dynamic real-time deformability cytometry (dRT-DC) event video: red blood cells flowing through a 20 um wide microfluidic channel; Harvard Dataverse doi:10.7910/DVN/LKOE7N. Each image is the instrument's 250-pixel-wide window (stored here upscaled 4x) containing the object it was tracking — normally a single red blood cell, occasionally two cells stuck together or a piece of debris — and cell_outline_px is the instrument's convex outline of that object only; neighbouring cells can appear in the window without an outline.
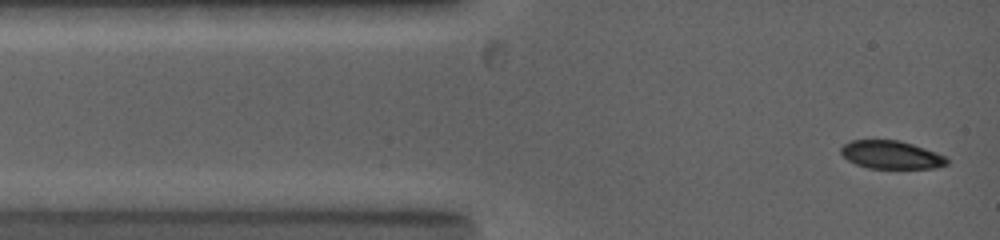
{"species": "common noctule bat (a hibernating species)", "species_latin": "Nyctalus noctula", "temperature_condition": "warm", "stored_images_in_passage": 24, "camera_frame_rate_fps": 5000, "um_per_image_px": 0.085, "animal": {"sex": "female", "body_mass_g": 19.0, "forearm_length_mm": 53.3}, "frame": {"image": 1, "passage_image": 1, "time_ms": 0.0, "image_size_px": [1000, 240], "cell_outline_px": [[948, 164], [936, 168], [868, 168], [856, 164], [848, 160], [840, 152], [840, 148], [844, 144], [852, 140], [900, 140], [948, 156]], "centroid_in_image_um": [75.78, 13.16], "position_along_channel_um": 9.2, "area_um2": 17.4}}
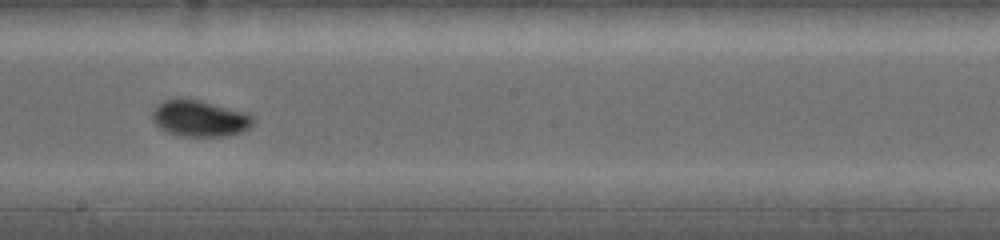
{"frame": {"image": 2, "passage_image": 17, "time_ms": 6.6, "image_size_px": [1000, 240], "cell_outline_px": [[256, 120], [248, 128], [240, 132], [228, 136], [180, 136], [168, 132], [160, 128], [152, 120], [152, 112], [156, 104], [164, 100], [200, 100], [248, 112]], "centroid_in_image_um": [17.0, 10.07], "position_along_channel_um": 231.2, "area_um2": 21.27}}
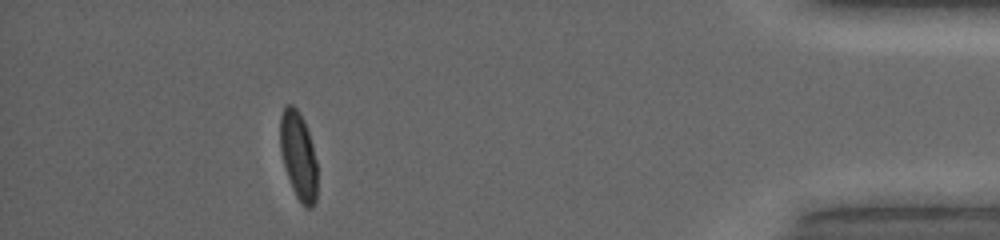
{"frame": {"image": 3, "passage_image": 23, "time_ms": 12.6, "image_size_px": [1000, 240], "cell_outline_px": [[316, 200], [312, 208], [304, 208], [296, 196], [292, 188], [284, 164], [280, 148], [280, 116], [284, 108], [288, 104], [292, 104], [300, 112], [304, 120], [312, 144], [316, 160]], "centroid_in_image_um": [25.36, 13.23], "position_along_channel_um": 409.8, "area_um2": 18.9}, "authors_computed_cell_mechanics": {"area_um2": 20.6635, "velocity_mm_per_s": 4.0428, "shape_relaxation_time_tau1_ms": 3.0751, "shape_relaxation_time_tau2_ms": null, "deformation_change_tau1": 0.1484, "deformation_change_tau2": null}}